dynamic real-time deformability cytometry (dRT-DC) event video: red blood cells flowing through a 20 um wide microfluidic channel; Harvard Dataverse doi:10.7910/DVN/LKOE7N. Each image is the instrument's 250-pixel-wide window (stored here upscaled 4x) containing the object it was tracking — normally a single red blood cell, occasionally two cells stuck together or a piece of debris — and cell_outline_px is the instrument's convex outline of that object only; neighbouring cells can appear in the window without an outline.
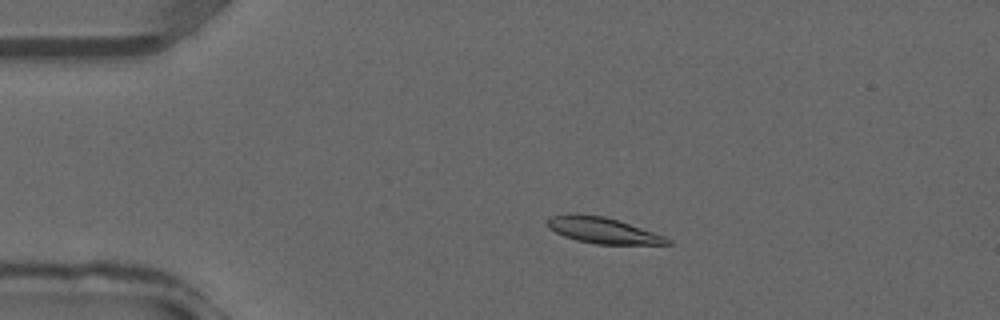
{"species": "common noctule bat (a hibernating species)", "species_latin": "Nyctalus noctula", "temperature_condition": "warm", "stored_images_in_passage": 27, "camera_frame_rate_fps": 3000, "um_per_image_px": 0.085, "animal": {"sex": "male", "forearm_length_mm": 52.5}, "frame": {"image": 1, "passage_image": 2, "time_ms": 0.333, "image_size_px": [1000, 320], "cell_outline_px": [[672, 244], [596, 244], [576, 240], [564, 236], [548, 228], [548, 220], [552, 216], [572, 212], [604, 216], [664, 236]], "centroid_in_image_um": [51.16, 19.57], "position_along_channel_um": 33.8, "area_um2": 17.86}}
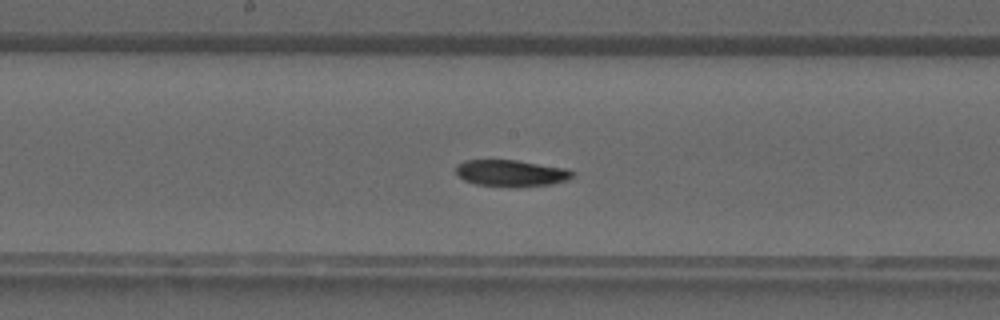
{"frame": {"image": 2, "passage_image": 14, "time_ms": 4.333, "image_size_px": [1000, 320], "cell_outline_px": [[576, 176], [568, 180], [552, 184], [516, 188], [508, 188], [476, 184], [464, 180], [456, 172], [456, 164], [464, 160], [516, 160], [568, 168], [576, 172]], "centroid_in_image_um": [43.51, 14.73], "position_along_channel_um": 204.7, "area_um2": 18.61}}
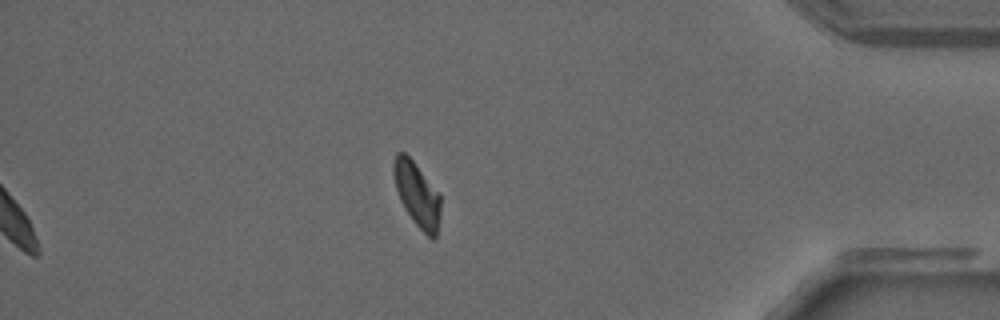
{"frame": {"image": 3, "passage_image": 27, "time_ms": 8.667, "image_size_px": [1000, 320], "cell_outline_px": [[440, 216], [436, 236], [432, 240], [412, 220], [404, 208], [400, 200], [396, 188], [392, 172], [392, 164], [396, 152], [404, 152], [412, 160], [440, 192]], "centroid_in_image_um": [35.44, 16.5], "position_along_channel_um": 399.8, "area_um2": 17.74}}